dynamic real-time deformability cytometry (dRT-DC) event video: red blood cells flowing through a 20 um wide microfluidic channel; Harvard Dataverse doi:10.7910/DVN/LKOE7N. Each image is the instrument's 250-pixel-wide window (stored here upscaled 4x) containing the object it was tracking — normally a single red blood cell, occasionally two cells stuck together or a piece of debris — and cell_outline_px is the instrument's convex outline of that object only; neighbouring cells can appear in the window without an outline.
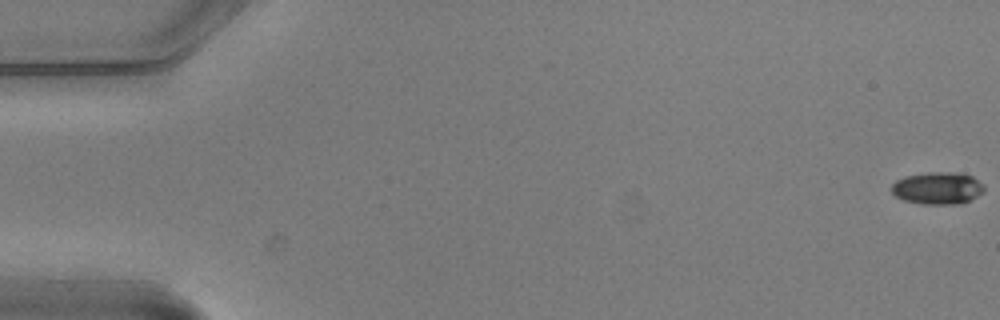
{"species": "common noctule bat (a hibernating species)", "species_latin": "Nyctalus noctula", "temperature_condition": "warm", "stored_images_in_passage": 6, "camera_frame_rate_fps": 3000, "um_per_image_px": 0.085, "animal": {"sex": "male", "body_mass_g": 20.5, "forearm_length_mm": 52.5}, "frame": {"image": 1, "passage_image": 1, "time_ms": 0.0, "image_size_px": [1000, 320], "cell_outline_px": [[984, 192], [968, 200], [956, 204], [920, 204], [904, 200], [896, 196], [888, 188], [896, 180], [904, 176], [928, 172], [948, 172], [972, 176], [984, 184]], "centroid_in_image_um": [79.65, 15.99], "position_along_channel_um": 5.3, "area_um2": 17.4}}
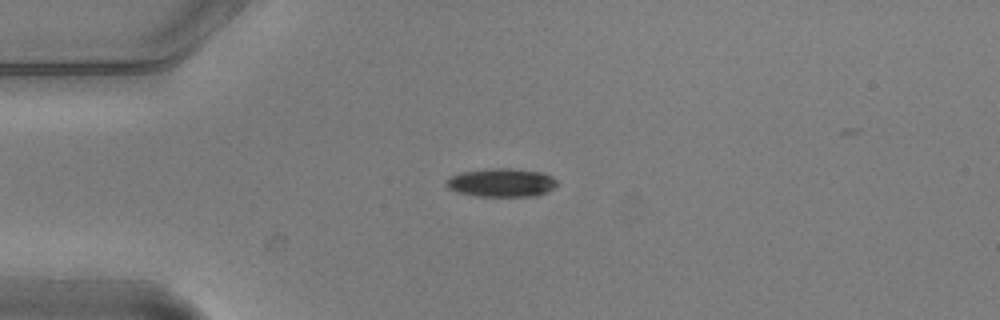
{"frame": {"image": 2, "passage_image": 5, "time_ms": 1.333, "image_size_px": [1000, 320], "cell_outline_px": [[556, 184], [548, 192], [536, 196], [476, 196], [456, 192], [448, 188], [444, 184], [444, 180], [460, 172], [488, 168], [512, 168], [544, 172], [552, 176], [556, 180]], "centroid_in_image_um": [42.6, 15.51], "position_along_channel_um": 42.4, "area_um2": 18.67}}